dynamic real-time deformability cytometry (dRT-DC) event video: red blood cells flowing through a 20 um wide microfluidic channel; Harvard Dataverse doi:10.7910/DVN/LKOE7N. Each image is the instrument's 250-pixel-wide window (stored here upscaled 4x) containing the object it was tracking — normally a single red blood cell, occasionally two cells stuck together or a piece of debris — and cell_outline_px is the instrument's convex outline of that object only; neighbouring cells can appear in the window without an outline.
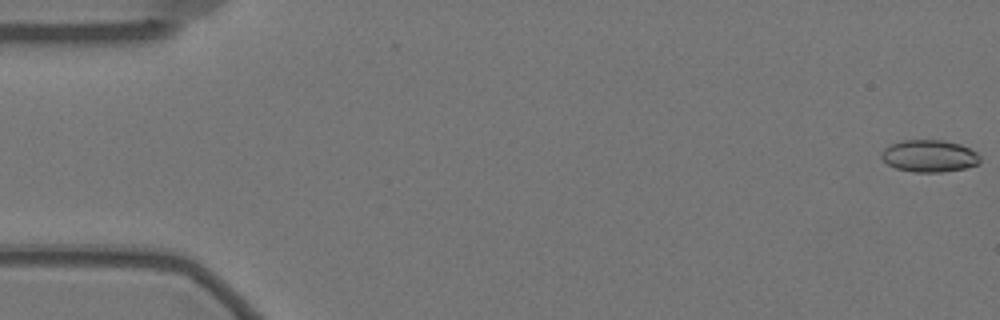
{"species": "Egyptian fruit bat (a non-hibernating species)", "species_latin": "Rousettus aegyptiacus", "temperature_condition": "warm", "stored_images_in_passage": 59, "camera_frame_rate_fps": 3000, "um_per_image_px": 0.085, "animal": {"sex": "female"}, "frame": {"image": 1, "passage_image": 1, "time_ms": 0.0, "image_size_px": [1000, 320], "cell_outline_px": [[980, 164], [964, 168], [940, 172], [912, 172], [896, 168], [888, 164], [880, 156], [880, 152], [884, 148], [900, 140], [944, 140], [960, 144], [976, 152], [980, 156]], "centroid_in_image_um": [78.98, 13.25], "position_along_channel_um": 6.0, "area_um2": 18.5}}
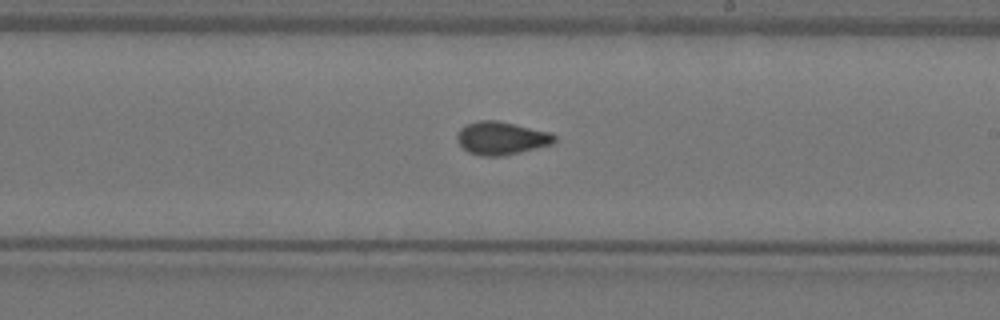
{"frame": {"image": 2, "passage_image": 34, "time_ms": 11.0, "image_size_px": [1000, 320], "cell_outline_px": [[556, 140], [552, 144], [504, 156], [480, 156], [468, 152], [456, 140], [456, 136], [460, 128], [464, 124], [480, 120], [496, 120], [552, 132], [556, 136]], "centroid_in_image_um": [42.61, 11.74], "position_along_channel_um": 246.4, "area_um2": 18.9}}
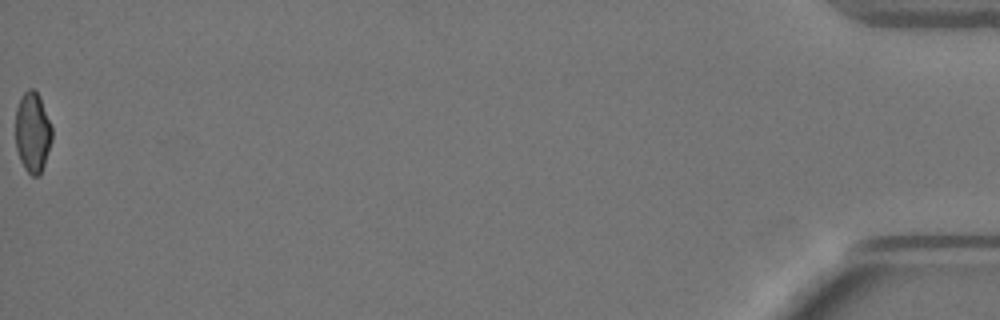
{"frame": {"image": 3, "passage_image": 59, "time_ms": 19.333, "image_size_px": [1000, 320], "cell_outline_px": [[52, 140], [40, 176], [32, 176], [24, 168], [20, 160], [16, 148], [16, 108], [20, 96], [28, 88], [32, 88], [40, 96], [52, 128]], "centroid_in_image_um": [2.77, 11.24], "position_along_channel_um": 432.4, "area_um2": 17.17}, "authors_computed_cell_mechanics": {"area_um2": 18.207, "velocity_mm_per_s": 3.4819, "shape_relaxation_time_tau1_ms": null, "shape_relaxation_time_tau2_ms": 1.2301, "deformation_change_tau1": null, "deformation_change_tau2": 0.0692}}